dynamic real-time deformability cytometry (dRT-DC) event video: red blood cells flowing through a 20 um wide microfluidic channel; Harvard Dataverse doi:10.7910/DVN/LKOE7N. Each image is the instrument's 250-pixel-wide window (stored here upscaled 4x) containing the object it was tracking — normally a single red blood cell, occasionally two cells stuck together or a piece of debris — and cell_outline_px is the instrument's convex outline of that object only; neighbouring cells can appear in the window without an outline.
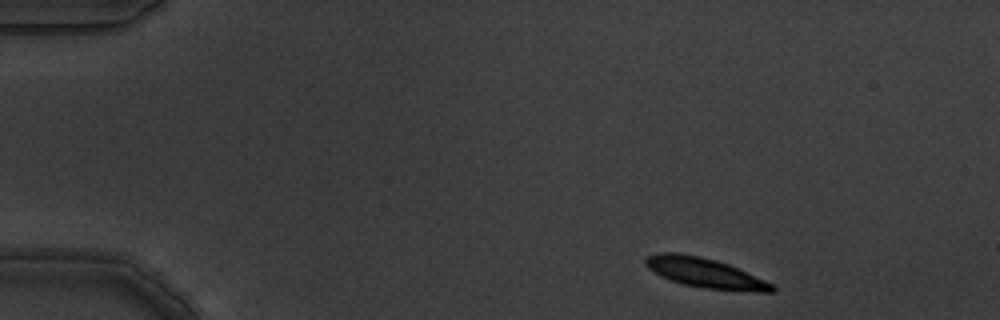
{"species": "common noctule bat (a hibernating species)", "species_latin": "Nyctalus noctula", "temperature_condition": "warm", "stored_images_in_passage": 4, "camera_frame_rate_fps": 3000, "um_per_image_px": 0.085, "animal": {"sex": "male", "body_mass_g": 19.5, "forearm_length_mm": 54.6}, "frame": {"image": 1, "passage_image": 1, "time_ms": 0.0, "image_size_px": [1000, 320], "cell_outline_px": [[776, 288], [772, 292], [760, 292], [708, 288], [684, 284], [672, 280], [648, 268], [644, 264], [644, 260], [648, 256], [656, 252], [680, 252], [700, 256], [716, 260], [728, 264], [764, 280], [772, 284]], "centroid_in_image_um": [59.9, 23.17], "position_along_channel_um": 25.1, "area_um2": 21.5}}
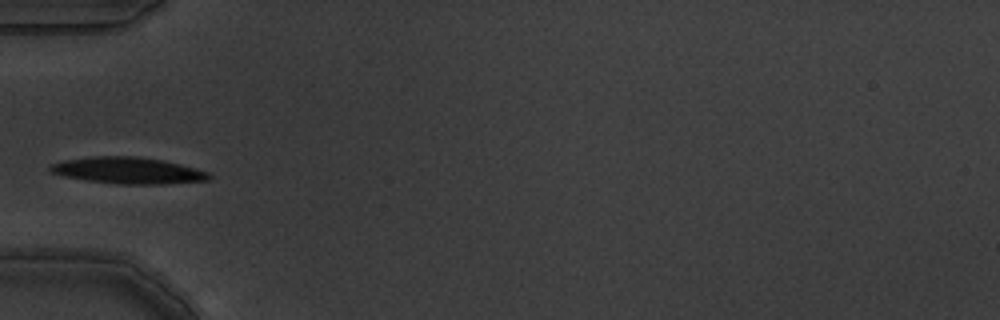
{"frame": {"image": 2, "passage_image": 4, "time_ms": 1.0, "image_size_px": [1000, 320], "cell_outline_px": [[212, 176], [208, 180], [164, 184], [116, 184], [88, 180], [64, 176], [48, 172], [48, 168], [52, 164], [64, 160], [96, 156], [136, 156], [160, 160], [180, 164], [208, 172]], "centroid_in_image_um": [10.86, 14.49], "position_along_channel_um": 74.1, "area_um2": 24.33}}